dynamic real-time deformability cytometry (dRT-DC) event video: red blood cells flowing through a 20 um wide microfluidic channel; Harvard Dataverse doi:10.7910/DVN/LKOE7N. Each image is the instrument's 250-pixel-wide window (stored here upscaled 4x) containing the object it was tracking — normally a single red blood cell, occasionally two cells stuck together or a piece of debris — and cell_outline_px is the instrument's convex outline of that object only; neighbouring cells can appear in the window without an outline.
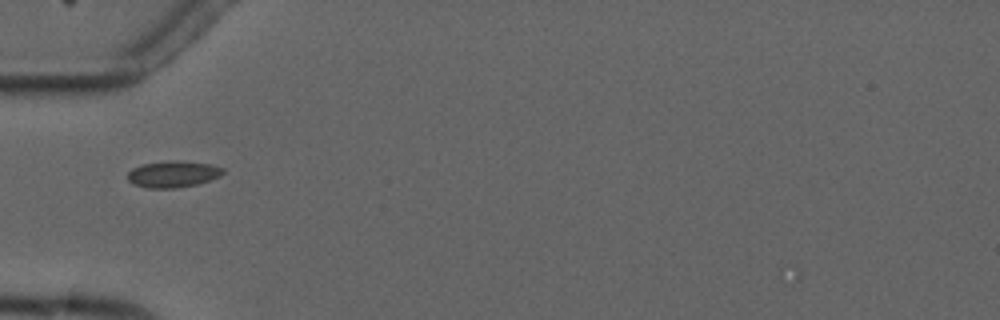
{"species": "common noctule bat (a hibernating species)", "species_latin": "Nyctalus noctula", "temperature_condition": "cold", "stored_images_in_passage": 4, "camera_frame_rate_fps": 3000, "um_per_image_px": 0.085, "animal": {"sex": "male", "forearm_length_mm": 52.5}, "frame": {"image": 1, "passage_image": 3, "time_ms": 2.333, "image_size_px": [1000, 320], "cell_outline_px": [[224, 172], [220, 176], [196, 184], [176, 188], [148, 188], [132, 184], [128, 180], [128, 172], [132, 168], [144, 164], [168, 160], [176, 160], [212, 164], [224, 168]], "centroid_in_image_um": [14.7, 14.79], "position_along_channel_um": 70.3, "area_um2": 14.74}}
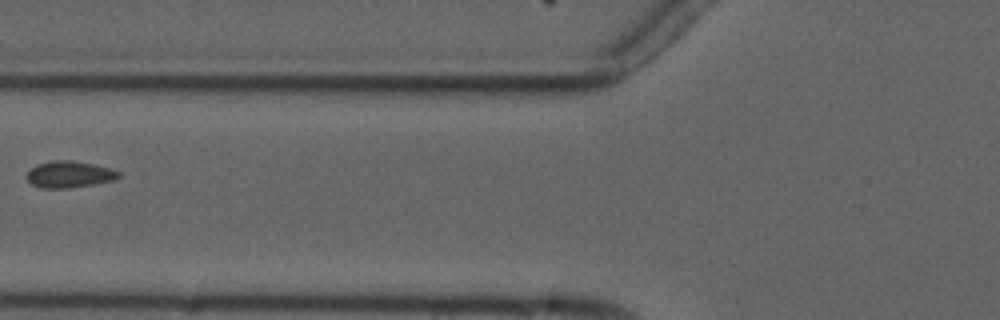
{"frame": {"image": 2, "passage_image": 4, "time_ms": 3.667, "image_size_px": [1000, 320], "cell_outline_px": [[120, 176], [116, 180], [68, 188], [40, 188], [32, 184], [28, 180], [28, 172], [36, 164], [52, 160], [68, 160], [92, 164], [108, 168], [120, 172]], "centroid_in_image_um": [5.89, 14.82], "position_along_channel_um": 119.9, "area_um2": 14.05}}